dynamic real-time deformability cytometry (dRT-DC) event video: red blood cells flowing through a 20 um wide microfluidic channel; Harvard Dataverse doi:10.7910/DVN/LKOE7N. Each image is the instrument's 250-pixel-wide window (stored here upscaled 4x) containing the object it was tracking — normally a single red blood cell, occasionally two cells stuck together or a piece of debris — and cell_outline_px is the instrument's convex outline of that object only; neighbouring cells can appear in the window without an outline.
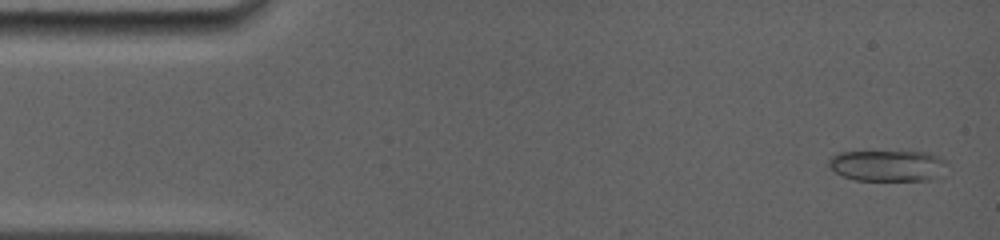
{"species": "common noctule bat (a hibernating species)", "species_latin": "Nyctalus noctula", "temperature_condition": "room temperature", "stored_images_in_passage": 59, "camera_frame_rate_fps": 5000, "um_per_image_px": 0.085, "animal": {"sex": "female", "body_mass_g": 19.0, "forearm_length_mm": 56.7}, "frame": {"image": 1, "passage_image": 2, "time_ms": 0.2, "image_size_px": [1000, 240], "cell_outline_px": [[948, 164], [944, 176], [928, 180], [856, 180], [844, 176], [828, 168], [828, 160], [832, 156], [840, 152], [928, 152], [944, 160]], "centroid_in_image_um": [75.49, 14.09], "position_along_channel_um": 9.5, "area_um2": 21.62}}
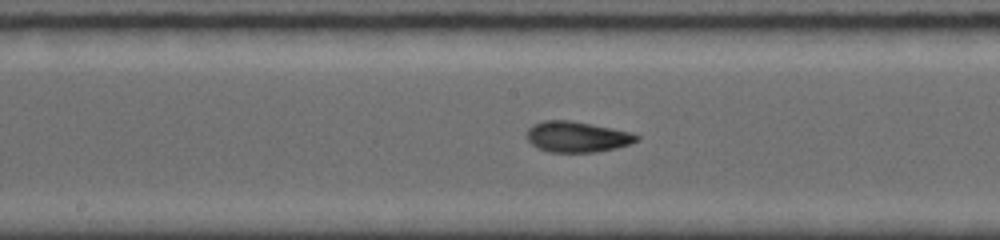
{"frame": {"image": 2, "passage_image": 31, "time_ms": 7.8, "image_size_px": [1000, 240], "cell_outline_px": [[640, 140], [632, 144], [616, 148], [596, 152], [548, 152], [532, 144], [528, 140], [528, 128], [532, 124], [544, 120], [568, 120], [612, 128], [632, 132], [640, 136]], "centroid_in_image_um": [49.1, 11.63], "position_along_channel_um": 199.1, "area_um2": 19.71}}
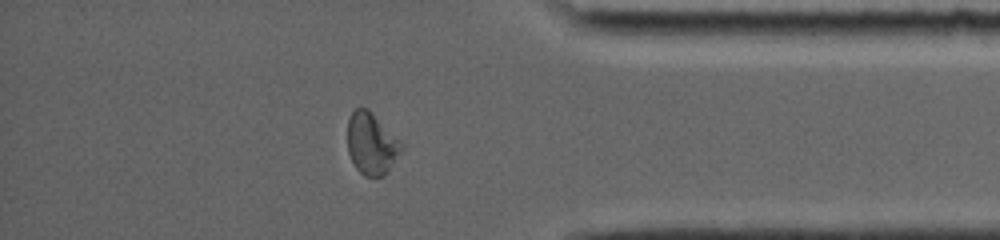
{"frame": {"image": 3, "passage_image": 49, "time_ms": 13.2, "image_size_px": [1000, 240], "cell_outline_px": [[404, 148], [384, 176], [364, 176], [356, 168], [348, 152], [348, 120], [352, 112], [360, 104], [368, 108], [404, 144]], "centroid_in_image_um": [31.58, 12.18], "position_along_channel_um": 403.6, "area_um2": 19.54}, "authors_computed_cell_mechanics": {"area_um2": 19.7676, "velocity_mm_per_s": 3.9501, "shape_relaxation_time_tau1_ms": 8.6466, "shape_relaxation_time_tau2_ms": 1.2607, "deformation_change_tau1": 0.2208, "deformation_change_tau2": 0.0627}}